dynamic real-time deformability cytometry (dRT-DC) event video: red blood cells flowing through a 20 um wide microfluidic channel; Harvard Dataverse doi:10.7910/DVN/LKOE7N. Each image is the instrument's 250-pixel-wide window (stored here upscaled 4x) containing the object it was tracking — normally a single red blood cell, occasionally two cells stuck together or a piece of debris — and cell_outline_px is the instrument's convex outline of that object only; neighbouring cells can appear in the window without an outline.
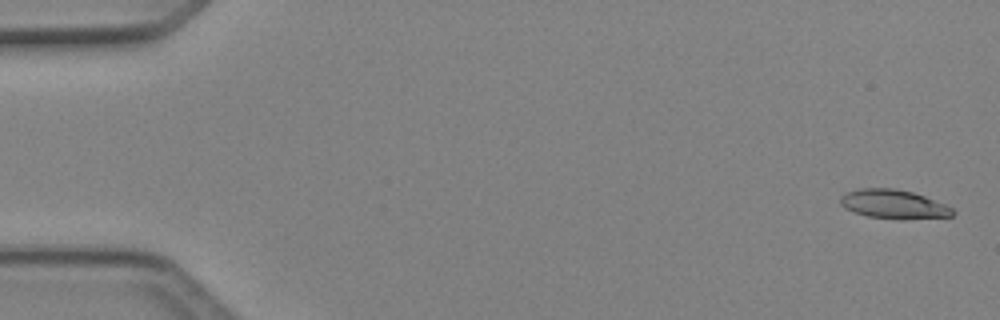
{"species": "Egyptian fruit bat (a non-hibernating species)", "species_latin": "Rousettus aegyptiacus", "temperature_condition": "cold", "stored_images_in_passage": 50, "camera_frame_rate_fps": 3000, "um_per_image_px": 0.085, "animal": {"sex": "female"}, "frame": {"image": 1, "passage_image": 2, "time_ms": 0.333, "image_size_px": [1000, 320], "cell_outline_px": [[956, 212], [952, 216], [868, 216], [844, 208], [840, 204], [840, 196], [844, 192], [860, 188], [896, 188], [912, 192], [924, 196], [944, 204], [952, 208]], "centroid_in_image_um": [75.86, 17.28], "position_along_channel_um": 9.1, "area_um2": 17.86}}
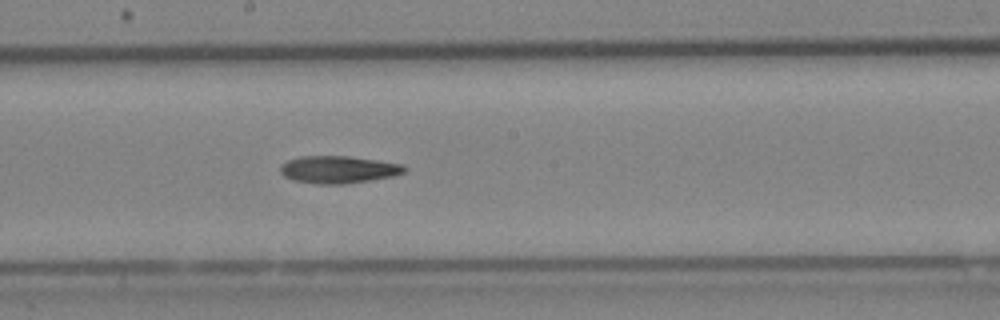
{"frame": {"image": 2, "passage_image": 28, "time_ms": 9.0, "image_size_px": [1000, 320], "cell_outline_px": [[408, 168], [404, 172], [396, 176], [344, 184], [316, 184], [292, 180], [284, 176], [280, 172], [280, 168], [288, 160], [300, 156], [348, 156], [404, 164]], "centroid_in_image_um": [28.79, 14.42], "position_along_channel_um": 219.4, "area_um2": 19.88}}
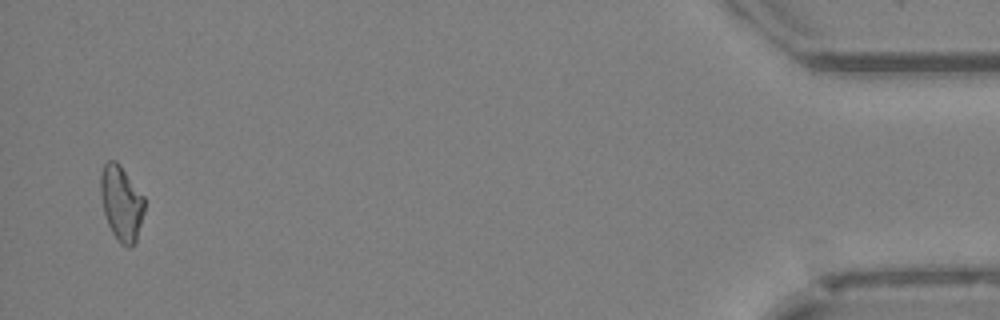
{"frame": {"image": 3, "passage_image": 49, "time_ms": 16.0, "image_size_px": [1000, 320], "cell_outline_px": [[144, 212], [136, 240], [128, 248], [120, 244], [112, 232], [108, 224], [104, 212], [100, 192], [100, 176], [104, 164], [108, 160], [116, 160], [120, 164], [144, 196]], "centroid_in_image_um": [10.31, 17.24], "position_along_channel_um": 424.9, "area_um2": 19.13}}